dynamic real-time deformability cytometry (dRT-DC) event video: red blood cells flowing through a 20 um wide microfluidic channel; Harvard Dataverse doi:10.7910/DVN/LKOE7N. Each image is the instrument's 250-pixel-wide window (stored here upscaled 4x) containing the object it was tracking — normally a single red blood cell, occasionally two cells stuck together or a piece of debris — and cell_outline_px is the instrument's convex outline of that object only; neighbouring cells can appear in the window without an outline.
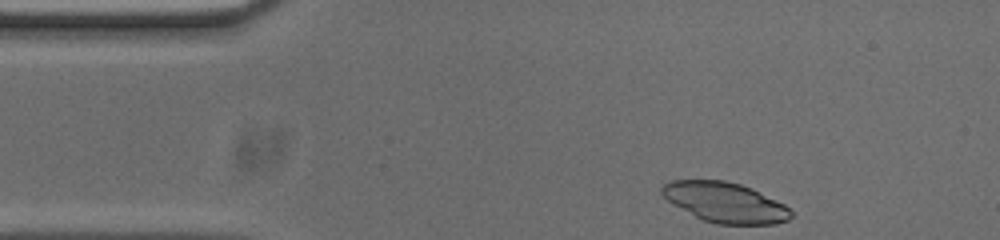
{"species": "common noctule bat (a hibernating species)", "species_latin": "Nyctalus noctula", "temperature_condition": "cold", "stored_images_in_passage": 47, "camera_frame_rate_fps": 3000, "um_per_image_px": 0.085, "animal": {"sex": "male", "body_mass_g": 20.0, "forearm_length_mm": 53.3}, "frame": {"image": 1, "passage_image": 1, "time_ms": 0.0, "image_size_px": [1000, 240], "cell_outline_px": [[792, 216], [784, 220], [772, 224], [720, 224], [704, 220], [696, 216], [668, 200], [664, 196], [664, 188], [668, 184], [676, 180], [720, 180], [736, 184], [748, 188], [784, 204], [792, 212]], "centroid_in_image_um": [61.67, 17.22], "position_along_channel_um": 23.3, "area_um2": 28.78}}